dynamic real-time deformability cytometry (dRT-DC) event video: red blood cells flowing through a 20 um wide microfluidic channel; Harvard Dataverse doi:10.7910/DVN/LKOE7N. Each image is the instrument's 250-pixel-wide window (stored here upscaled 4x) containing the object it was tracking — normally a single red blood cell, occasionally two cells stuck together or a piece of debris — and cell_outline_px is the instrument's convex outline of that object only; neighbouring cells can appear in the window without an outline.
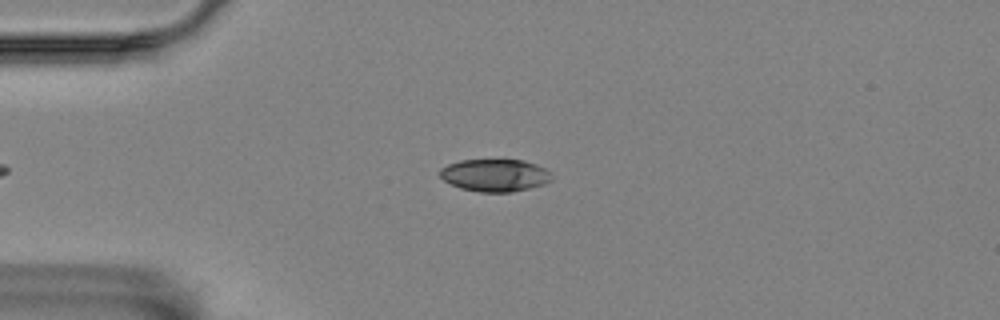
{"species": "Egyptian fruit bat (a non-hibernating species)", "species_latin": "Rousettus aegyptiacus", "temperature_condition": "room temperature", "stored_images_in_passage": 47, "camera_frame_rate_fps": 3000, "um_per_image_px": 0.085, "animal": {"sex": "female"}, "frame": {"image": 1, "passage_image": 13, "time_ms": 4.0, "image_size_px": [1000, 320], "cell_outline_px": [[552, 180], [544, 184], [512, 192], [480, 192], [460, 188], [444, 180], [440, 176], [440, 168], [448, 164], [460, 160], [524, 160], [536, 164], [552, 172]], "centroid_in_image_um": [42.09, 14.89], "position_along_channel_um": 42.9, "area_um2": 21.15}}
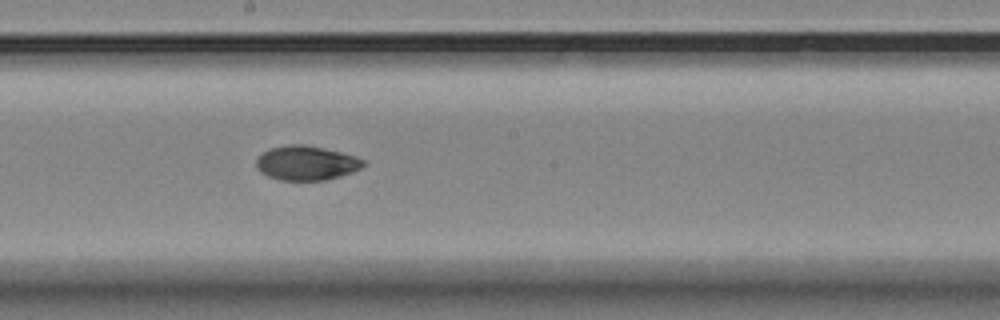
{"frame": {"image": 2, "passage_image": 30, "time_ms": 9.667, "image_size_px": [1000, 320], "cell_outline_px": [[368, 164], [352, 172], [340, 176], [324, 180], [280, 180], [268, 176], [260, 172], [256, 168], [256, 160], [264, 152], [272, 148], [288, 144], [304, 144], [324, 148], [356, 156], [368, 160]], "centroid_in_image_um": [26.08, 13.85], "position_along_channel_um": 222.1, "area_um2": 21.56}}
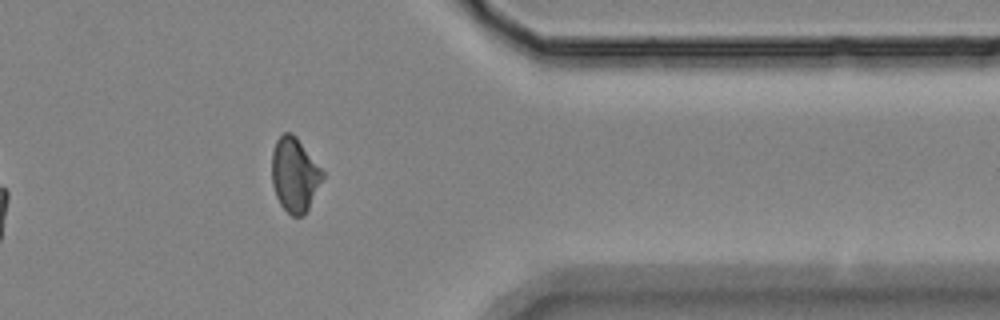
{"frame": {"image": 3, "passage_image": 45, "time_ms": 14.667, "image_size_px": [1000, 320], "cell_outline_px": [[324, 176], [304, 216], [292, 216], [280, 204], [276, 196], [272, 184], [272, 152], [276, 140], [284, 132], [292, 132], [296, 136], [324, 172]], "centroid_in_image_um": [25.03, 14.84], "position_along_channel_um": 386.4, "area_um2": 21.79}, "authors_computed_cell_mechanics": {"area_um2": 21.8484, "velocity_mm_per_s": 3.538, "shape_relaxation_time_tau1_ms": 7.1738, "shape_relaxation_time_tau2_ms": 10.5782, "deformation_change_tau1": 0.1587, "deformation_change_tau2": 0.1036}}